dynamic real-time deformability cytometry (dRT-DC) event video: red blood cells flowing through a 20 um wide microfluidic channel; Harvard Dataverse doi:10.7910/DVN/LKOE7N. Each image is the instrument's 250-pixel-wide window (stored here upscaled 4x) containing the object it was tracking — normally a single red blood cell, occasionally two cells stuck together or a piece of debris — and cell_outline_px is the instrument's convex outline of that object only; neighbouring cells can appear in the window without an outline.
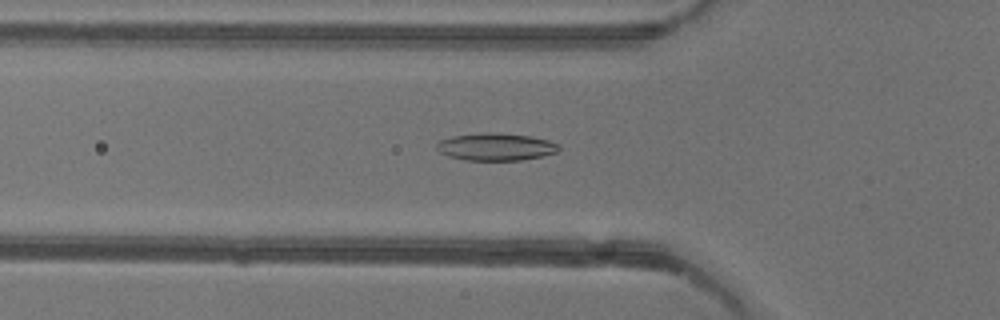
{"species": "common noctule bat (a hibernating species)", "species_latin": "Nyctalus noctula", "temperature_condition": "warm", "stored_images_in_passage": 48, "camera_frame_rate_fps": 3000, "um_per_image_px": 0.085, "animal": {"sex": "female"}, "frame": {"image": 1, "passage_image": 13, "time_ms": 4.0, "image_size_px": [1000, 320], "cell_outline_px": [[560, 148], [556, 152], [544, 156], [520, 160], [464, 160], [448, 156], [440, 152], [436, 148], [436, 144], [440, 140], [452, 136], [484, 132], [496, 132], [532, 136], [548, 140], [560, 144]], "centroid_in_image_um": [42.16, 12.47], "position_along_channel_um": 83.6, "area_um2": 19.71}}
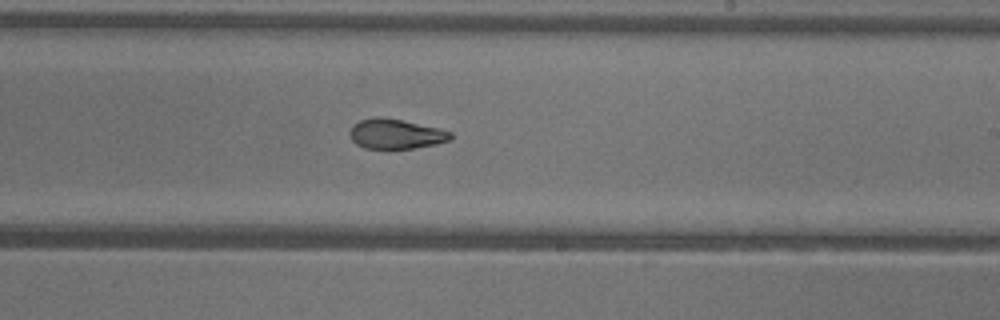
{"frame": {"image": 2, "passage_image": 26, "time_ms": 8.333, "image_size_px": [1000, 320], "cell_outline_px": [[452, 140], [436, 144], [416, 148], [364, 148], [356, 144], [352, 140], [348, 132], [352, 124], [360, 120], [376, 116], [400, 120], [440, 128], [452, 132]], "centroid_in_image_um": [33.63, 11.38], "position_along_channel_um": 255.4, "area_um2": 17.63}}
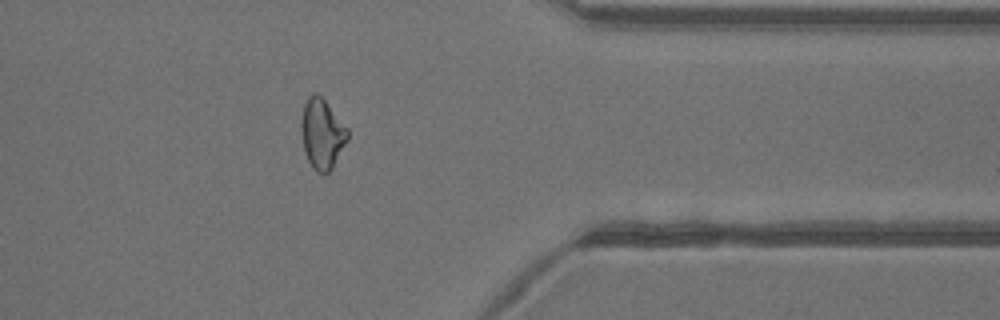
{"frame": {"image": 3, "passage_image": 37, "time_ms": 12.0, "image_size_px": [1000, 320], "cell_outline_px": [[348, 140], [332, 168], [328, 172], [316, 172], [312, 168], [304, 152], [300, 132], [300, 120], [304, 104], [308, 96], [316, 92], [324, 100], [348, 128]], "centroid_in_image_um": [27.35, 11.37], "position_along_channel_um": 384.1, "area_um2": 19.02}, "authors_computed_cell_mechanics": {"area_um2": 18.9873, "velocity_mm_per_s": 3.9428, "shape_relaxation_time_tau1_ms": null, "shape_relaxation_time_tau2_ms": 2.696, "deformation_change_tau1": null, "deformation_change_tau2": 0.0931}}